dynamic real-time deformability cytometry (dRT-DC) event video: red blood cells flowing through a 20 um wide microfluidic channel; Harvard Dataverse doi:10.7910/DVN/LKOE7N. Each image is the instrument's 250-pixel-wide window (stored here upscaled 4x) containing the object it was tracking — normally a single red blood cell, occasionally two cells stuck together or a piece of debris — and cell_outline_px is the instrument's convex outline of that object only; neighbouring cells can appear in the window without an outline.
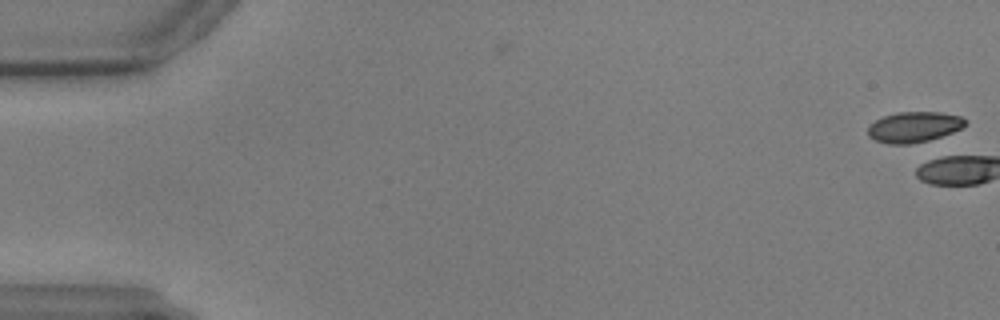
{"species": "common noctule bat (a hibernating species)", "species_latin": "Nyctalus noctula", "temperature_condition": "warm", "stored_images_in_passage": 3, "camera_frame_rate_fps": 3000, "um_per_image_px": 0.085, "animal": {"sex": "male", "body_mass_g": 17.9, "forearm_length_mm": 54.2}, "frame": {"image": 1, "passage_image": 1, "time_ms": 0.0, "image_size_px": [1000, 320], "cell_outline_px": [[964, 124], [960, 128], [952, 132], [928, 140], [912, 144], [888, 144], [876, 140], [868, 136], [868, 128], [876, 120], [884, 116], [896, 112], [940, 112], [960, 116], [964, 120]], "centroid_in_image_um": [77.65, 10.79], "position_along_channel_um": 7.4, "area_um2": 17.05}}